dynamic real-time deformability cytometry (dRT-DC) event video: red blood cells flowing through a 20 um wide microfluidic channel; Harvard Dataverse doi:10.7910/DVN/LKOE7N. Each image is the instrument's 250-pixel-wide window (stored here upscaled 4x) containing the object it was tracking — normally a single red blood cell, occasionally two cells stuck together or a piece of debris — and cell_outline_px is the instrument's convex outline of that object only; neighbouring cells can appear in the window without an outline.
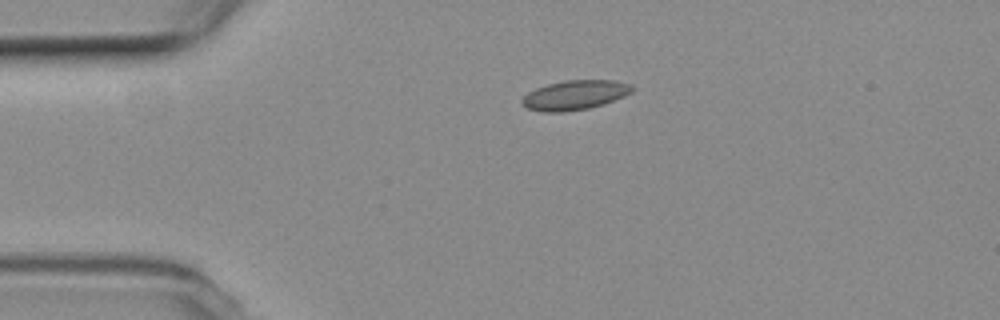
{"species": "common noctule bat (a hibernating species)", "species_latin": "Nyctalus noctula", "temperature_condition": "room temperature", "stored_images_in_passage": 38, "camera_frame_rate_fps": 3000, "um_per_image_px": 0.085, "animal": {"sex": "female", "body_mass_g": 19.3, "forearm_length_mm": 54.1}, "frame": {"image": 1, "passage_image": 1, "time_ms": 0.0, "image_size_px": [1000, 320], "cell_outline_px": [[636, 88], [632, 92], [624, 96], [604, 104], [588, 108], [564, 112], [544, 112], [528, 108], [520, 104], [520, 100], [528, 92], [536, 88], [548, 84], [564, 80], [612, 80], [632, 84]], "centroid_in_image_um": [48.87, 8.07], "position_along_channel_um": 36.1, "area_um2": 19.07}}
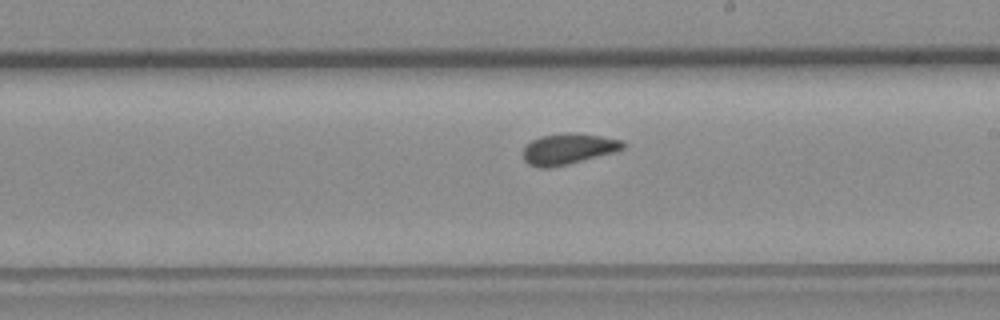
{"frame": {"image": 2, "passage_image": 20, "time_ms": 6.333, "image_size_px": [1000, 320], "cell_outline_px": [[624, 148], [616, 152], [568, 164], [548, 168], [540, 168], [528, 164], [524, 160], [524, 148], [532, 140], [540, 136], [564, 132], [576, 132], [624, 140]], "centroid_in_image_um": [48.32, 12.65], "position_along_channel_um": 240.7, "area_um2": 18.09}}
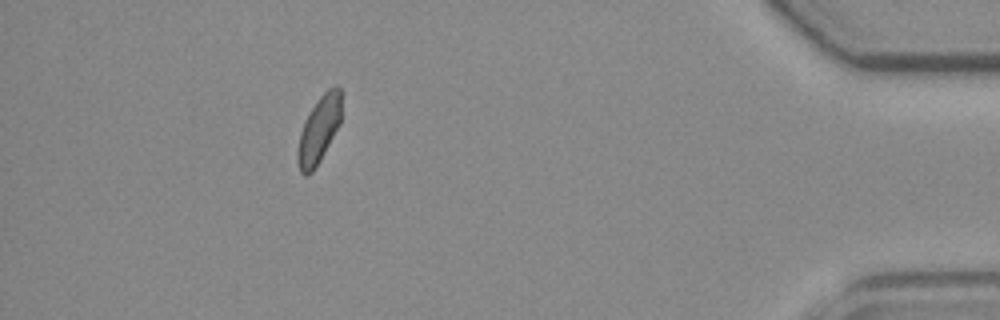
{"frame": {"image": 3, "passage_image": 38, "time_ms": 12.333, "image_size_px": [1000, 320], "cell_outline_px": [[340, 124], [320, 160], [312, 172], [308, 176], [304, 176], [300, 172], [296, 160], [296, 152], [300, 132], [308, 112], [320, 96], [328, 88], [336, 84], [340, 88]], "centroid_in_image_um": [27.07, 11.05], "position_along_channel_um": 408.1, "area_um2": 17.11}, "authors_computed_cell_mechanics": {"area_um2": 17.7735, "velocity_mm_per_s": 3.7755, "shape_relaxation_time_tau1_ms": null, "shape_relaxation_time_tau2_ms": 1.9569, "deformation_change_tau1": null, "deformation_change_tau2": 0.0557}}